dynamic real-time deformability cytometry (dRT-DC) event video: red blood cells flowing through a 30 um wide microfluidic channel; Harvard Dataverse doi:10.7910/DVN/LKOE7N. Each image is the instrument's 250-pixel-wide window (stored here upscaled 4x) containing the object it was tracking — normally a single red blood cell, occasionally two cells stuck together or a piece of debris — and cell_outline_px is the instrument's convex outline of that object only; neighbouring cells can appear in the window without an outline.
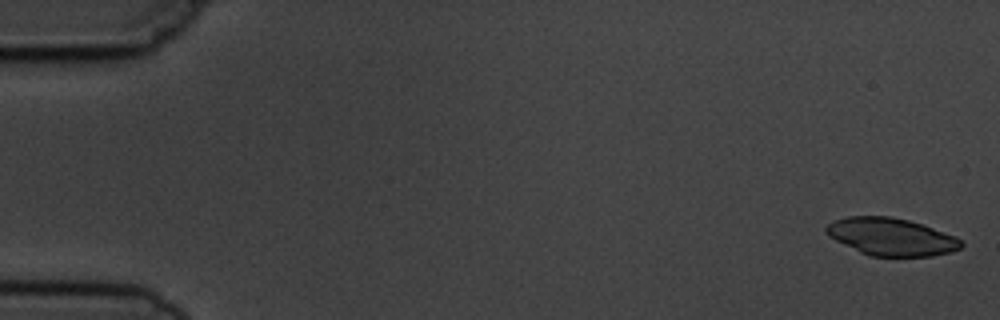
{"species": "common noctule bat (a hibernating species)", "species_latin": "Nyctalus noctula", "temperature_condition": "cold", "stored_images_in_passage": 3, "camera_frame_rate_fps": 3000, "um_per_image_px": 0.085, "animal": {"sex": "male", "body_mass_g": 19.5, "forearm_length_mm": 54.6}, "frame": {"image": 1, "passage_image": 1, "time_ms": 0.0, "image_size_px": [1000, 320], "cell_outline_px": [[964, 244], [960, 248], [952, 252], [932, 256], [868, 256], [828, 236], [824, 232], [824, 228], [828, 224], [836, 220], [848, 216], [892, 216], [908, 220], [956, 236]], "centroid_in_image_um": [75.75, 20.13], "position_along_channel_um": 9.3, "area_um2": 29.42}}